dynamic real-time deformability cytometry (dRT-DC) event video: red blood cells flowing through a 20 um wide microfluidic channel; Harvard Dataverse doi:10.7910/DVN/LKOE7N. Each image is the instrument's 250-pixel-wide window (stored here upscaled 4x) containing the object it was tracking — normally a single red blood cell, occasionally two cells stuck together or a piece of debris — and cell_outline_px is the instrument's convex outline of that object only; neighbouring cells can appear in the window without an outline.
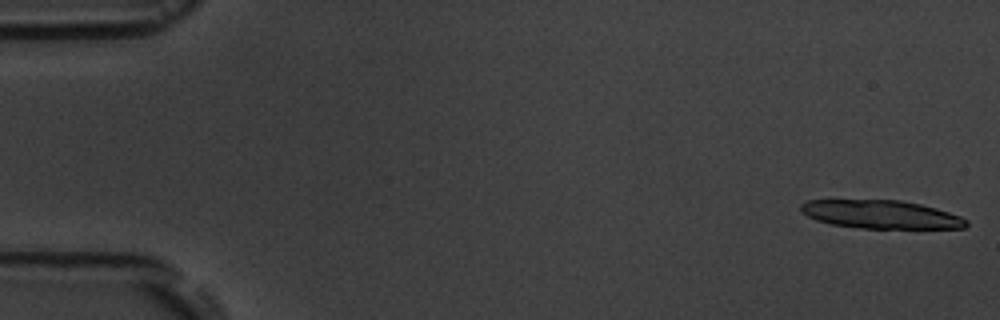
{"species": "common noctule bat (a hibernating species)", "species_latin": "Nyctalus noctula", "temperature_condition": "room temperature", "stored_images_in_passage": 4, "camera_frame_rate_fps": 3000, "um_per_image_px": 0.085, "animal": {"sex": "male", "body_mass_g": 19.5, "forearm_length_mm": 54.6}, "frame": {"image": 1, "passage_image": 1, "time_ms": 0.0, "image_size_px": [1000, 320], "cell_outline_px": [[968, 224], [964, 228], [860, 228], [832, 224], [816, 220], [800, 212], [800, 204], [808, 200], [900, 200], [920, 204], [936, 208], [960, 216], [968, 220]], "centroid_in_image_um": [74.86, 18.22], "position_along_channel_um": 10.1, "area_um2": 27.22}}